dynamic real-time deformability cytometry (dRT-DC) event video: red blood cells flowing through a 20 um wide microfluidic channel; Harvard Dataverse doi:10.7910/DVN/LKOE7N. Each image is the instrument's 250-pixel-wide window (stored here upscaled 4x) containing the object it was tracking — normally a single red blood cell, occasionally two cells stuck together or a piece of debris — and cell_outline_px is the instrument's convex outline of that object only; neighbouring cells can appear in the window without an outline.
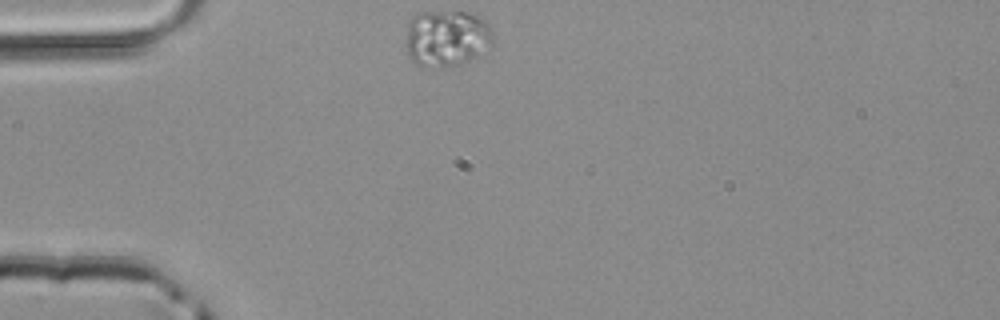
{"species": "common noctule bat (a hibernating species)", "species_latin": "Nyctalus noctula", "temperature_condition": "room temperature", "stored_images_in_passage": 39, "camera_frame_rate_fps": 3000, "um_per_image_px": 0.085, "animal": {"sex": "male", "body_mass_g": 20.4}, "frame": {"image": 1, "passage_image": 1, "time_ms": 0.0, "image_size_px": [1000, 320], "cell_outline_px": [[496, 32], [480, 56], [460, 64], [444, 68], [424, 68], [416, 64], [408, 56], [408, 20], [416, 12], [464, 12], [476, 16], [484, 20]], "centroid_in_image_um": [37.96, 3.27], "position_along_channel_um": 47.0, "area_um2": 28.9}}
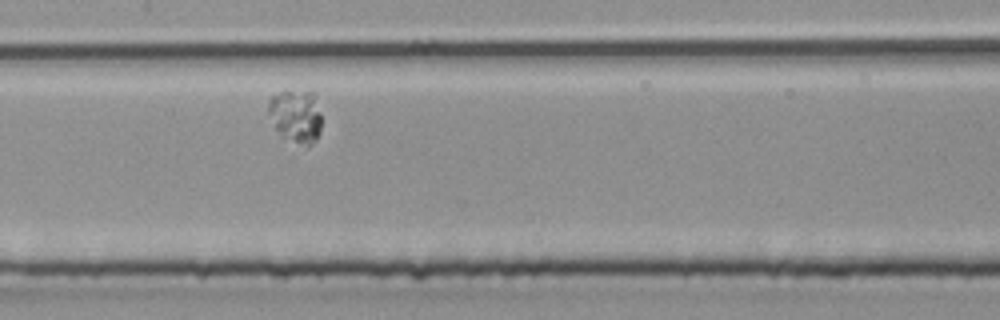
{"frame": {"image": 2, "passage_image": 13, "time_ms": 4.0, "image_size_px": [1000, 320], "cell_outline_px": [[320, 132], [316, 140], [312, 144], [308, 144], [280, 136], [268, 112], [268, 100], [272, 96], [280, 92], [312, 92], [320, 112]], "centroid_in_image_um": [25.13, 9.85], "position_along_channel_um": 182.3, "area_um2": 15.84}}
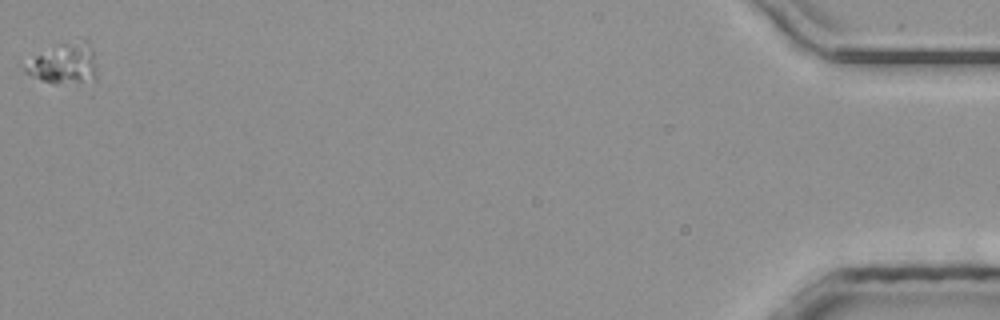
{"frame": {"image": 3, "passage_image": 39, "time_ms": 12.667, "image_size_px": [1000, 320], "cell_outline_px": [[96, 80], [40, 80], [24, 72], [24, 68], [36, 56], [60, 44], [84, 40], [88, 40], [92, 48], [96, 68]], "centroid_in_image_um": [5.5, 5.36], "position_along_channel_um": 429.7, "area_um2": 15.72}}